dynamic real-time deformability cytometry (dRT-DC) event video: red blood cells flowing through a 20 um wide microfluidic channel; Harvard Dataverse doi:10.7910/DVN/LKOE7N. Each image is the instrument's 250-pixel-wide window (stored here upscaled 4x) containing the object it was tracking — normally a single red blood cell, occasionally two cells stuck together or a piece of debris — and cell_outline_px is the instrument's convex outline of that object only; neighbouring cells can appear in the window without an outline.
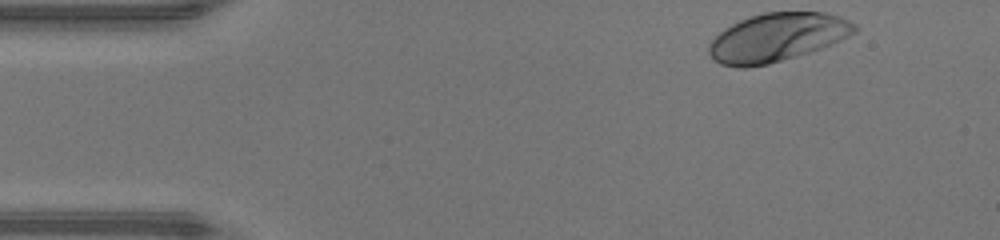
{"species": "human", "species_latin": "Homo sapiens", "temperature_condition": "warm", "stored_images_in_passage": 35, "camera_frame_rate_fps": 3000, "um_per_image_px": 0.085, "donor": {"sex": "male"}, "frame": {"image": 1, "passage_image": 1, "time_ms": 0.0, "image_size_px": [1000, 240], "cell_outline_px": [[860, 28], [856, 32], [832, 44], [796, 56], [768, 64], [748, 68], [736, 68], [720, 64], [712, 60], [708, 52], [708, 44], [724, 28], [740, 20], [764, 12], [824, 12], [840, 16], [856, 24]], "centroid_in_image_um": [66.04, 3.18], "position_along_channel_um": 19.0, "area_um2": 41.27}}
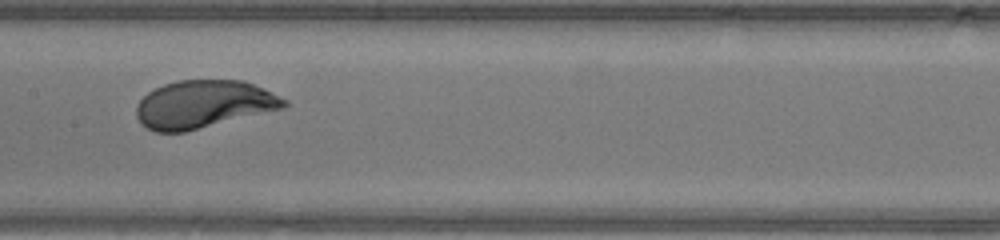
{"frame": {"image": 2, "passage_image": 19, "time_ms": 6.0, "image_size_px": [1000, 240], "cell_outline_px": [[288, 104], [284, 108], [184, 132], [156, 132], [140, 124], [136, 116], [136, 104], [148, 92], [164, 84], [176, 80], [244, 80], [264, 88], [288, 100]], "centroid_in_image_um": [17.3, 8.86], "position_along_channel_um": 190.1, "area_um2": 41.21}}
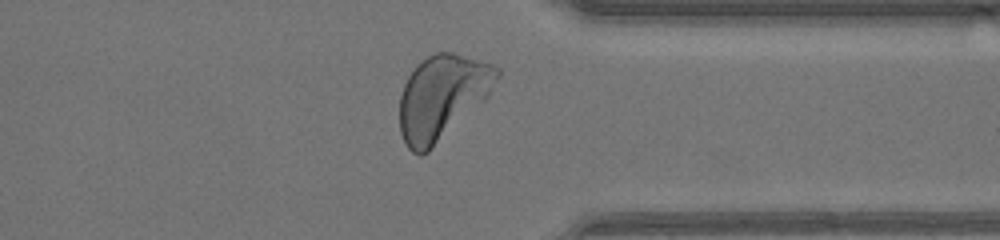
{"frame": {"image": 3, "passage_image": 32, "time_ms": 10.333, "image_size_px": [1000, 240], "cell_outline_px": [[500, 76], [488, 96], [484, 100], [428, 152], [420, 156], [412, 152], [408, 148], [400, 132], [400, 96], [404, 84], [408, 76], [416, 64], [428, 56], [436, 52], [452, 52], [492, 64], [500, 68]], "centroid_in_image_um": [37.57, 8.24], "position_along_channel_um": 373.8, "area_um2": 47.63}, "authors_computed_cell_mechanics": {"area_um2": 41.2692, "velocity_mm_per_s": 4.3663, "shape_relaxation_time_tau1_ms": 1.64, "shape_relaxation_time_tau2_ms": null, "deformation_change_tau1": 0.1509, "deformation_change_tau2": null}}